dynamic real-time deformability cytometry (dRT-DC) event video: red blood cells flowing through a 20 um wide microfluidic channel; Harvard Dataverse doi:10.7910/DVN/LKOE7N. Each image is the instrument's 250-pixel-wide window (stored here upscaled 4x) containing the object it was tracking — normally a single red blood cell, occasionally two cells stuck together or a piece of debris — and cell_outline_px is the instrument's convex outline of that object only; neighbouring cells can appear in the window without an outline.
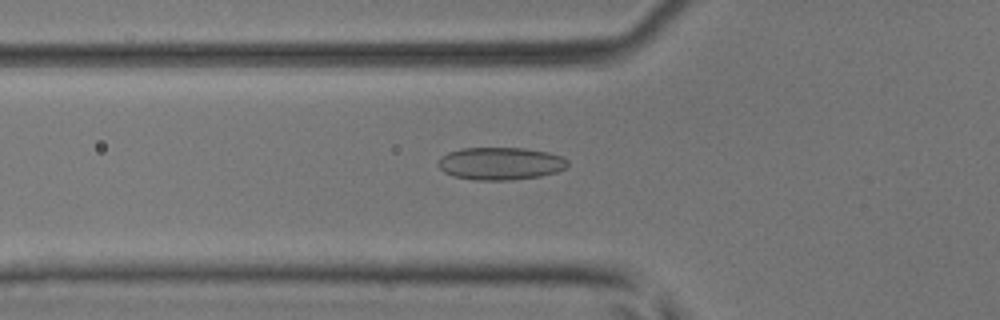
{"species": "common noctule bat (a hibernating species)", "species_latin": "Nyctalus noctula", "temperature_condition": "room temperature", "stored_images_in_passage": 36, "camera_frame_rate_fps": 3000, "um_per_image_px": 0.085, "animal": {"sex": "male", "body_mass_g": 17.9, "forearm_length_mm": 54.2}, "frame": {"image": 1, "passage_image": 4, "time_ms": 1.0, "image_size_px": [1000, 320], "cell_outline_px": [[568, 164], [564, 168], [556, 172], [540, 176], [508, 180], [476, 180], [452, 176], [444, 172], [436, 164], [440, 156], [448, 152], [460, 148], [524, 148], [548, 152], [560, 156], [568, 160]], "centroid_in_image_um": [42.49, 13.89], "position_along_channel_um": 83.3, "area_um2": 24.68}}
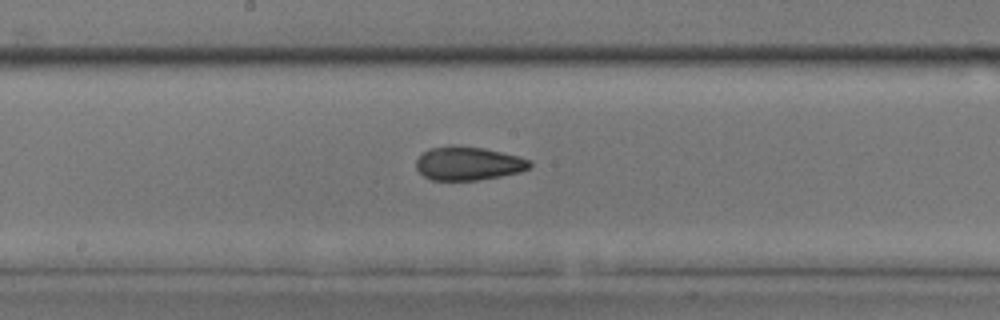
{"frame": {"image": 2, "passage_image": 13, "time_ms": 4.0, "image_size_px": [1000, 320], "cell_outline_px": [[532, 164], [528, 168], [520, 172], [480, 180], [432, 180], [424, 176], [416, 168], [416, 160], [428, 148], [452, 144], [484, 148], [520, 156], [532, 160]], "centroid_in_image_um": [39.81, 13.88], "position_along_channel_um": 208.4, "area_um2": 22.48}}
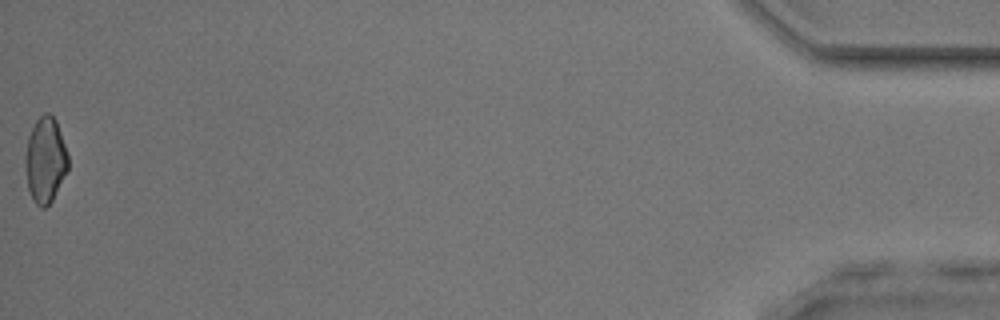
{"frame": {"image": 3, "passage_image": 36, "time_ms": 11.667, "image_size_px": [1000, 320], "cell_outline_px": [[68, 168], [52, 200], [44, 208], [40, 208], [32, 200], [28, 188], [24, 160], [28, 136], [36, 120], [44, 112], [48, 112], [56, 120], [68, 156]], "centroid_in_image_um": [3.83, 13.6], "position_along_channel_um": 431.4, "area_um2": 21.21}, "authors_computed_cell_mechanics": {"area_um2": 21.8484, "velocity_mm_per_s": 4.1712, "shape_relaxation_time_tau1_ms": null, "shape_relaxation_time_tau2_ms": 1.5722, "deformation_change_tau1": null, "deformation_change_tau2": 0.0708}}